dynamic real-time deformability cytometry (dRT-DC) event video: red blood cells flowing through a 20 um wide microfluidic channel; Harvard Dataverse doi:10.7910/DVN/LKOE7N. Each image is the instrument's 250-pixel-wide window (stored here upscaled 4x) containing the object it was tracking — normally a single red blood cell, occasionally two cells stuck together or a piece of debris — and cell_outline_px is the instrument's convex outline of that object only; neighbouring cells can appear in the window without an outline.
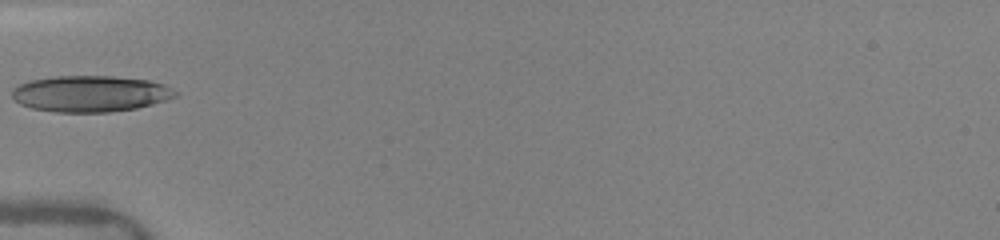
{"species": "human", "species_latin": "Homo sapiens", "temperature_condition": "warm", "stored_images_in_passage": 15, "camera_frame_rate_fps": 3000, "um_per_image_px": 0.085, "donor": {"sex": "female"}, "frame": {"image": 1, "passage_image": 1, "time_ms": 0.0, "image_size_px": [1000, 240], "cell_outline_px": [[176, 96], [152, 104], [136, 108], [108, 112], [56, 112], [32, 108], [20, 104], [12, 96], [12, 88], [28, 80], [56, 76], [112, 76], [148, 80], [164, 84], [176, 92]], "centroid_in_image_um": [7.64, 7.96], "position_along_channel_um": 77.4, "area_um2": 34.33}}
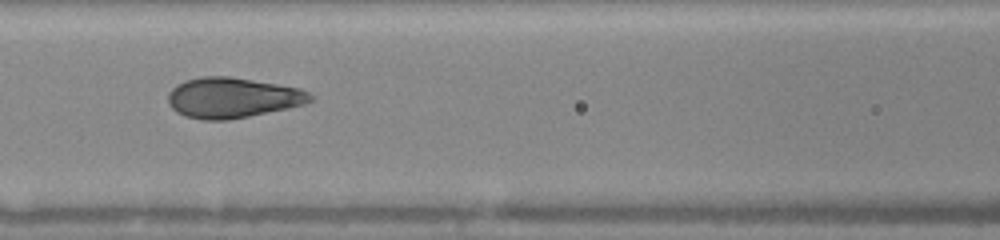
{"frame": {"image": 2, "passage_image": 7, "time_ms": 1.667, "image_size_px": [1000, 240], "cell_outline_px": [[312, 100], [304, 104], [288, 108], [228, 120], [204, 120], [184, 116], [176, 112], [168, 104], [168, 92], [176, 84], [184, 80], [200, 76], [228, 76], [300, 88], [308, 92], [312, 96]], "centroid_in_image_um": [19.71, 8.3], "position_along_channel_um": 146.9, "area_um2": 33.47}}
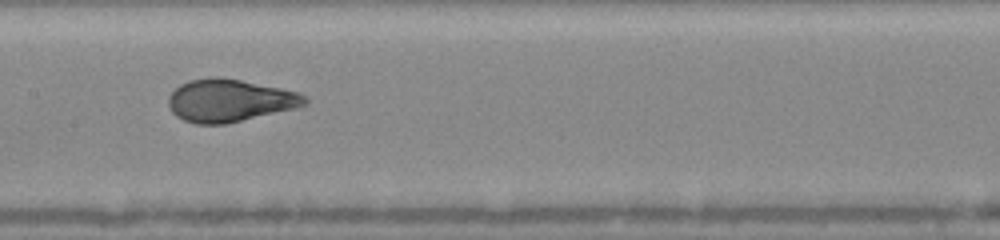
{"frame": {"image": 3, "passage_image": 11, "time_ms": 2.667, "image_size_px": [1000, 240], "cell_outline_px": [[308, 104], [292, 108], [224, 124], [196, 124], [184, 120], [176, 116], [172, 112], [168, 104], [168, 96], [180, 84], [188, 80], [212, 76], [216, 76], [240, 80], [300, 92], [308, 100]], "centroid_in_image_um": [19.47, 8.53], "position_along_channel_um": 187.9, "area_um2": 33.52}}